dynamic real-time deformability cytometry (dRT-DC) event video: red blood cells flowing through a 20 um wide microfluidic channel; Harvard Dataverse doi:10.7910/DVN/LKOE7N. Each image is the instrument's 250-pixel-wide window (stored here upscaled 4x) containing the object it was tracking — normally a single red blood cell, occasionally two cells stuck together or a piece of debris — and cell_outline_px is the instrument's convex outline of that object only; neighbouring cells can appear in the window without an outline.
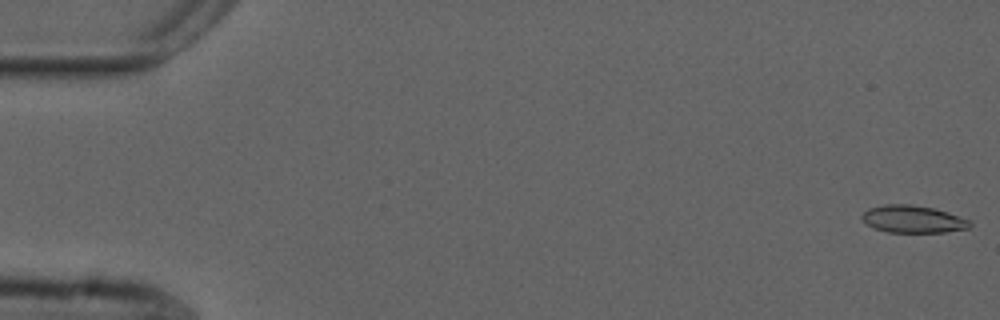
{"species": "common noctule bat (a hibernating species)", "species_latin": "Nyctalus noctula", "temperature_condition": "cold", "stored_images_in_passage": 55, "camera_frame_rate_fps": 3000, "um_per_image_px": 0.085, "animal": {"sex": "male", "forearm_length_mm": 52.5}, "frame": {"image": 1, "passage_image": 1, "time_ms": 0.0, "image_size_px": [1000, 320], "cell_outline_px": [[972, 224], [968, 228], [944, 232], [888, 232], [872, 228], [864, 224], [860, 216], [868, 208], [884, 204], [912, 204], [936, 208], [948, 212], [968, 220]], "centroid_in_image_um": [77.53, 18.62], "position_along_channel_um": 7.5, "area_um2": 17.4}}
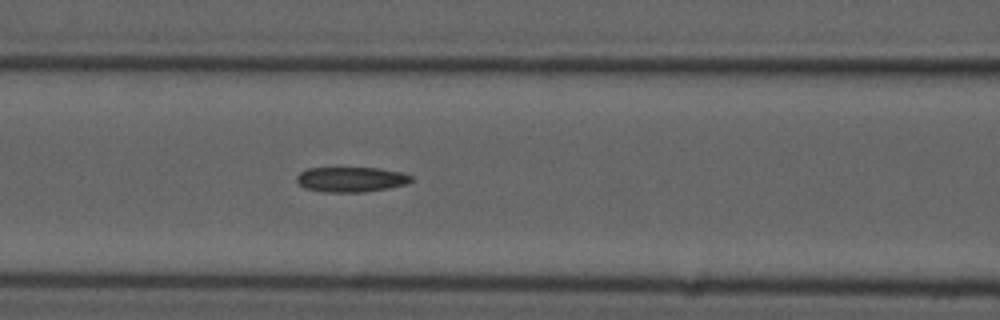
{"frame": {"image": 2, "passage_image": 23, "time_ms": 7.333, "image_size_px": [1000, 320], "cell_outline_px": [[412, 180], [408, 184], [388, 188], [364, 192], [324, 192], [304, 188], [296, 180], [296, 176], [300, 172], [308, 168], [380, 168], [400, 172], [412, 176]], "centroid_in_image_um": [29.84, 15.25], "position_along_channel_um": 136.8, "area_um2": 16.76}}
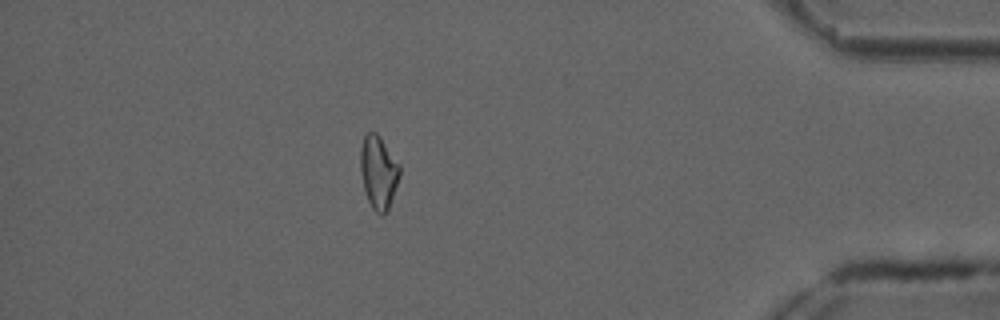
{"frame": {"image": 3, "passage_image": 48, "time_ms": 15.667, "image_size_px": [1000, 320], "cell_outline_px": [[400, 176], [388, 208], [380, 216], [372, 208], [368, 200], [364, 188], [360, 172], [360, 148], [364, 136], [368, 132], [376, 132], [380, 136], [400, 164]], "centroid_in_image_um": [32.16, 14.6], "position_along_channel_um": 403.0, "area_um2": 16.7}, "authors_computed_cell_mechanics": {"area_um2": 16.9932, "velocity_mm_per_s": 3.7333, "shape_relaxation_time_tau1_ms": null, "shape_relaxation_time_tau2_ms": 7.3589, "deformation_change_tau1": null, "deformation_change_tau2": 0.1702}}